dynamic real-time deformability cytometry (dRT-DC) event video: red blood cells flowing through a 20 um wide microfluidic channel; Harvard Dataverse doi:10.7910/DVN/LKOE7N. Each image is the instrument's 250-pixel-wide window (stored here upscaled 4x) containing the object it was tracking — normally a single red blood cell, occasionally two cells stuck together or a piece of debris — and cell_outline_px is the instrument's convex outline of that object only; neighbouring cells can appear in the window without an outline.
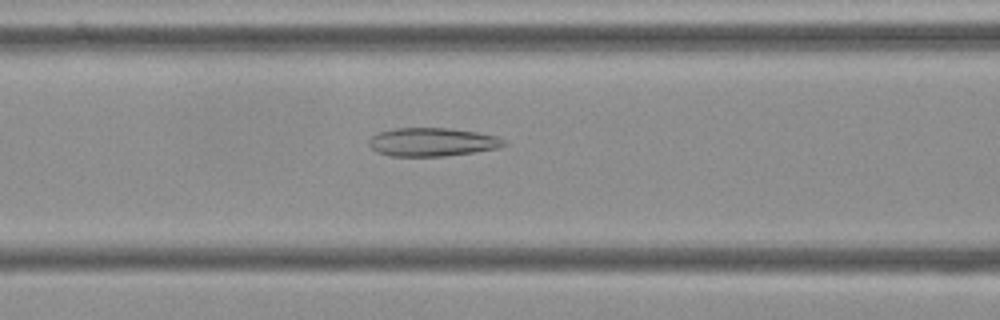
{"species": "Egyptian fruit bat (a non-hibernating species)", "species_latin": "Rousettus aegyptiacus", "temperature_condition": "cold", "stored_images_in_passage": 43, "camera_frame_rate_fps": 3000, "um_per_image_px": 0.085, "frame": {"image": 1, "passage_image": 10, "time_ms": 3.0, "image_size_px": [1000, 320], "cell_outline_px": [[508, 144], [500, 148], [444, 156], [392, 156], [376, 152], [368, 144], [368, 140], [372, 136], [380, 132], [396, 128], [448, 128], [476, 132], [496, 136], [504, 140]], "centroid_in_image_um": [36.74, 12.07], "position_along_channel_um": 129.9, "area_um2": 22.31}}
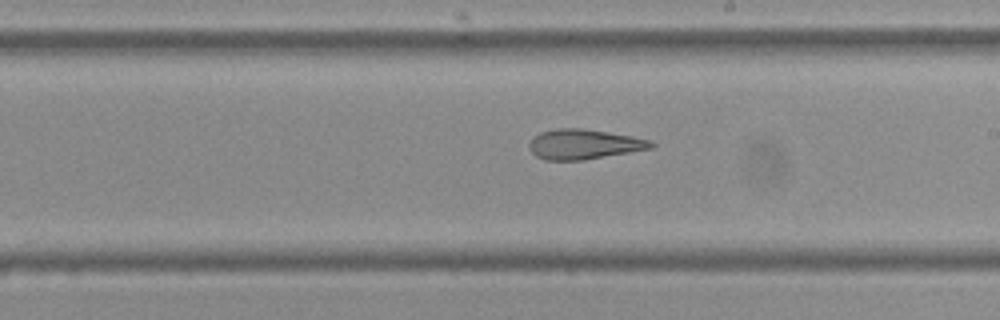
{"frame": {"image": 2, "passage_image": 19, "time_ms": 6.0, "image_size_px": [1000, 320], "cell_outline_px": [[656, 144], [652, 148], [584, 160], [544, 160], [536, 156], [528, 148], [528, 144], [532, 136], [540, 132], [556, 128], [584, 128], [632, 136], [648, 140]], "centroid_in_image_um": [49.58, 12.25], "position_along_channel_um": 239.4, "area_um2": 21.39}}
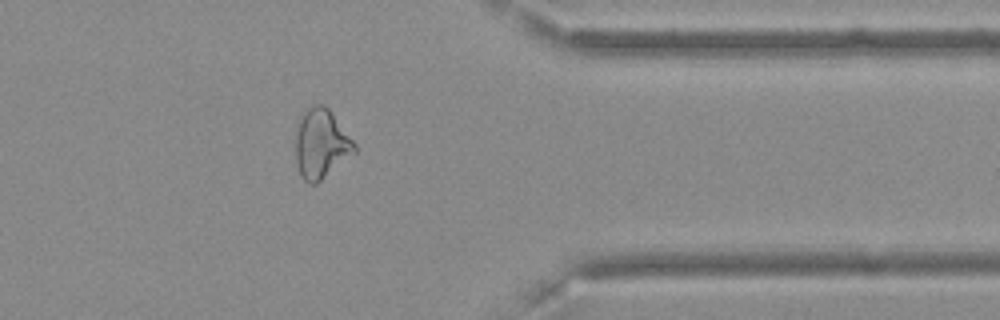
{"frame": {"image": 3, "passage_image": 32, "time_ms": 10.333, "image_size_px": [1000, 320], "cell_outline_px": [[356, 152], [316, 184], [308, 184], [300, 176], [296, 160], [292, 136], [300, 116], [312, 104], [320, 104], [328, 108], [356, 144]], "centroid_in_image_um": [27.23, 12.23], "position_along_channel_um": 384.2, "area_um2": 24.28}, "authors_computed_cell_mechanics": {"area_um2": 23.12, "velocity_mm_per_s": 3.6493, "shape_relaxation_time_tau1_ms": null, "shape_relaxation_time_tau2_ms": 2.98, "deformation_change_tau1": null, "deformation_change_tau2": 0.1186}}